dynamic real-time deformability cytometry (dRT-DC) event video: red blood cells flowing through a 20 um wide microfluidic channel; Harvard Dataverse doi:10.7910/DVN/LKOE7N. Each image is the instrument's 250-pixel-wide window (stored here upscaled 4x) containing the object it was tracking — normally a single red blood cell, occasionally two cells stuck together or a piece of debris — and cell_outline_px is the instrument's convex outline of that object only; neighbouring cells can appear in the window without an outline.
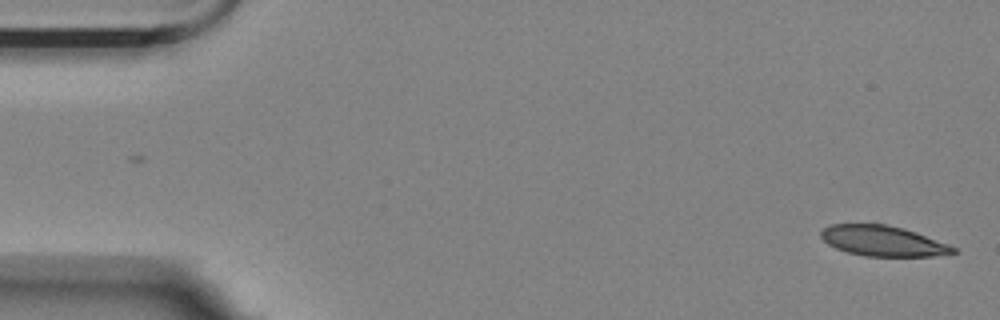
{"species": "Egyptian fruit bat (a non-hibernating species)", "species_latin": "Rousettus aegyptiacus", "temperature_condition": "room temperature", "stored_images_in_passage": 5, "camera_frame_rate_fps": 3000, "um_per_image_px": 0.085, "animal": {"sex": "female"}, "frame": {"image": 1, "passage_image": 1, "time_ms": 0.0, "image_size_px": [1000, 320], "cell_outline_px": [[960, 252], [932, 256], [864, 256], [848, 252], [836, 248], [828, 244], [820, 236], [820, 232], [824, 228], [832, 224], [884, 224], [904, 228], [916, 232], [948, 244], [956, 248]], "centroid_in_image_um": [75.06, 20.48], "position_along_channel_um": 9.9, "area_um2": 23.35}}
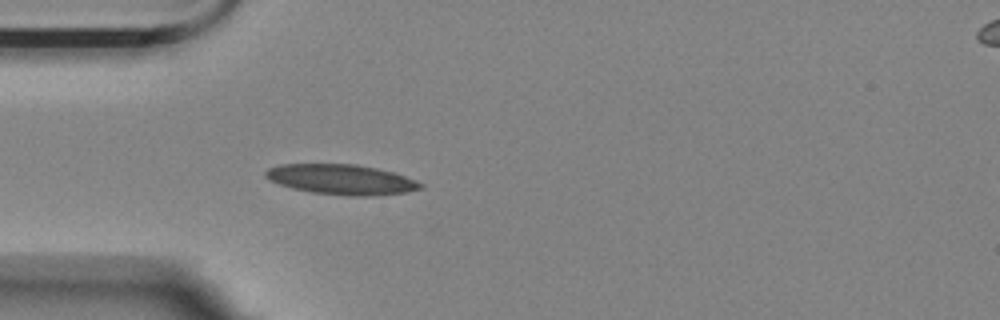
{"frame": {"image": 2, "passage_image": 5, "time_ms": 1.333, "image_size_px": [1000, 320], "cell_outline_px": [[424, 188], [408, 192], [372, 196], [348, 196], [312, 192], [292, 188], [280, 184], [264, 176], [264, 172], [268, 168], [280, 164], [356, 164], [376, 168], [392, 172], [416, 180], [424, 184]], "centroid_in_image_um": [29.05, 15.26], "position_along_channel_um": 56.0, "area_um2": 27.22}}